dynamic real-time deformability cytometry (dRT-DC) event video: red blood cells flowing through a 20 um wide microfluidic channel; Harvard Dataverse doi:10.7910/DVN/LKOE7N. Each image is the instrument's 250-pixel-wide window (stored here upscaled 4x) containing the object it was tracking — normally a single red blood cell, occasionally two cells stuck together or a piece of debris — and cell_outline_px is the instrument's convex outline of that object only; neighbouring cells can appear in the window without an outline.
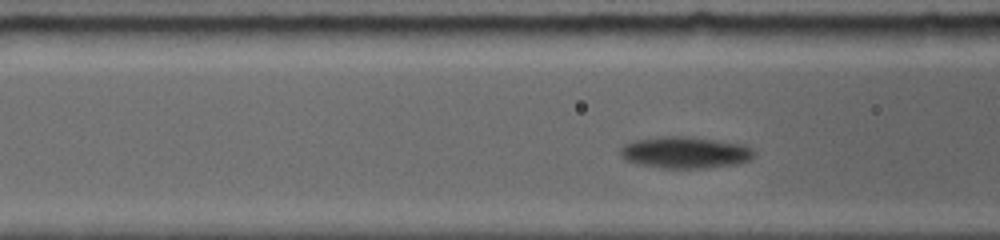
{"species": "common noctule bat (a hibernating species)", "species_latin": "Nyctalus noctula", "temperature_condition": "room temperature", "stored_images_in_passage": 21, "camera_frame_rate_fps": 5000, "um_per_image_px": 0.085, "animal": {"sex": "female", "body_mass_g": 19.0, "forearm_length_mm": 56.7}, "frame": {"image": 1, "passage_image": 7, "time_ms": 1.8, "image_size_px": [1000, 240], "cell_outline_px": [[752, 156], [748, 160], [736, 164], [708, 168], [660, 168], [636, 164], [620, 156], [620, 148], [624, 144], [640, 140], [712, 140], [736, 144], [748, 148], [752, 152]], "centroid_in_image_um": [58.18, 13.06], "position_along_channel_um": 108.4, "area_um2": 22.66}}
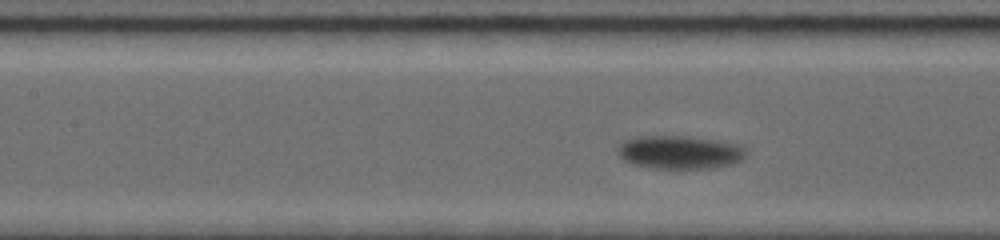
{"frame": {"image": 2, "passage_image": 12, "time_ms": 3.0, "image_size_px": [1000, 240], "cell_outline_px": [[744, 156], [736, 164], [712, 168], [652, 168], [632, 164], [624, 160], [620, 156], [620, 148], [624, 144], [632, 140], [652, 136], [680, 136], [728, 144], [744, 148]], "centroid_in_image_um": [57.79, 12.99], "position_along_channel_um": 149.6, "area_um2": 23.47}}
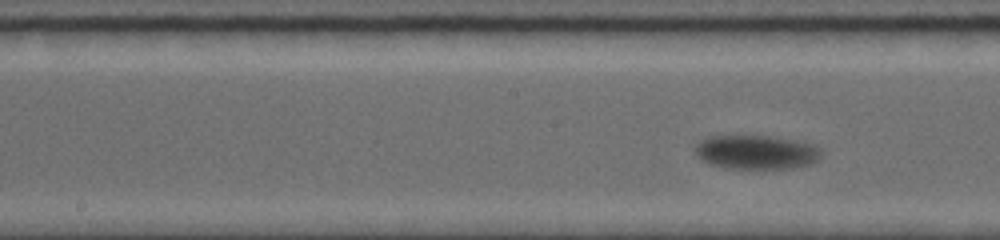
{"frame": {"image": 3, "passage_image": 17, "time_ms": 4.0, "image_size_px": [1000, 240], "cell_outline_px": [[820, 156], [816, 160], [808, 164], [792, 168], [728, 168], [708, 164], [696, 152], [696, 148], [704, 140], [720, 136], [756, 136], [784, 140], [804, 144], [812, 148]], "centroid_in_image_um": [64.18, 12.98], "position_along_channel_um": 184.0, "area_um2": 23.18}}